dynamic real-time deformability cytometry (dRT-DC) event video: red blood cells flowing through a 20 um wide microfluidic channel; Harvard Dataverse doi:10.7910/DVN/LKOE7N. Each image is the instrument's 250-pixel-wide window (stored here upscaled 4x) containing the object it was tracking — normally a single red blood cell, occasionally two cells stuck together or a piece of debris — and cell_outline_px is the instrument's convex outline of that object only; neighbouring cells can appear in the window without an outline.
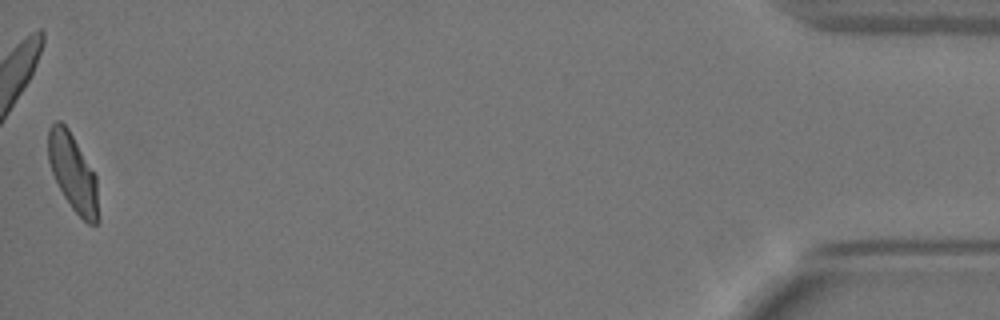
{"species": "Egyptian fruit bat (a non-hibernating species)", "species_latin": "Rousettus aegyptiacus", "temperature_condition": "warm", "stored_images_in_passage": 38, "camera_frame_rate_fps": 3000, "um_per_image_px": 0.085, "animal": {"sex": "female"}, "frame": {"image": 1, "passage_image": 38, "time_ms": 12.333, "image_size_px": [1000, 320], "cell_outline_px": [[100, 220], [96, 224], [88, 224], [72, 208], [64, 196], [52, 172], [48, 160], [48, 128], [56, 120], [60, 120], [68, 128], [96, 176], [100, 216]], "centroid_in_image_um": [6.22, 14.7], "position_along_channel_um": 429.0, "area_um2": 22.54}, "authors_computed_cell_mechanics": {"area_um2": 23.0333, "velocity_mm_per_s": 4.0213, "shape_relaxation_time_tau1_ms": 4.0201, "shape_relaxation_time_tau2_ms": 1.0248, "deformation_change_tau1": 0.1627, "deformation_change_tau2": 0.0581}}